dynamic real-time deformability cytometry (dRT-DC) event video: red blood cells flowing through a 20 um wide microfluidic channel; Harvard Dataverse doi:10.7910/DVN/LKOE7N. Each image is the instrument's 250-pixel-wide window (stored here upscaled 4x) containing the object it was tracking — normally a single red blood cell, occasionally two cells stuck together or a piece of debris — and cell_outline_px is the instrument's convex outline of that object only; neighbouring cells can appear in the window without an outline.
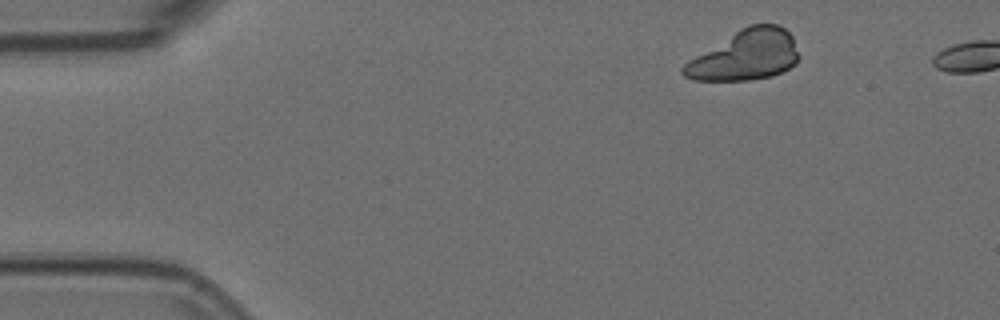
{"species": "Egyptian fruit bat (a non-hibernating species)", "species_latin": "Rousettus aegyptiacus", "temperature_condition": "room temperature", "stored_images_in_passage": 5, "segment_of_instrument_passage": [1, 2], "camera_frame_rate_fps": 3000, "um_per_image_px": 0.085, "animal": {"sex": "female"}, "frame": {"image": 1, "passage_image": 1, "time_ms": 0.0, "image_size_px": [1000, 320], "cell_outline_px": [[800, 56], [796, 64], [784, 72], [772, 76], [748, 80], [692, 80], [684, 76], [680, 72], [680, 68], [688, 60], [740, 28], [748, 24], [776, 24], [784, 28], [792, 36]], "centroid_in_image_um": [63.35, 4.7], "position_along_channel_um": 21.7, "area_um2": 33.99}}